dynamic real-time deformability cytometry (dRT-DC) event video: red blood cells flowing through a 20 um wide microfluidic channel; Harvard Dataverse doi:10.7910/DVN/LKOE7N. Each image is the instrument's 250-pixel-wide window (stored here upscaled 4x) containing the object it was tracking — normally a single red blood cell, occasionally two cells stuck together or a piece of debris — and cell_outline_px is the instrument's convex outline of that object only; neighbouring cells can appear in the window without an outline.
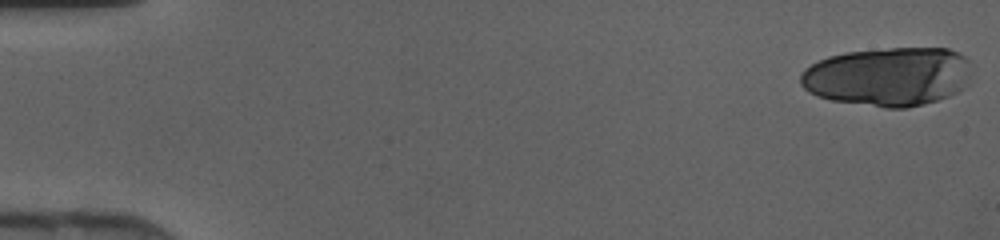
{"species": "human", "species_latin": "Homo sapiens", "temperature_condition": "cold", "stored_images_in_passage": 16, "camera_frame_rate_fps": 3000, "um_per_image_px": 0.085, "donor": {"sex": "female"}, "frame": {"image": 1, "passage_image": 1, "time_ms": 0.0, "image_size_px": [1000, 240], "cell_outline_px": [[972, 72], [968, 84], [964, 88], [948, 96], [924, 104], [908, 108], [884, 108], [832, 100], [816, 96], [808, 92], [800, 84], [800, 72], [804, 68], [828, 56], [844, 52], [892, 48], [948, 48], [964, 56], [968, 60]], "centroid_in_image_um": [75.49, 6.51], "position_along_channel_um": 9.5, "area_um2": 59.25}}
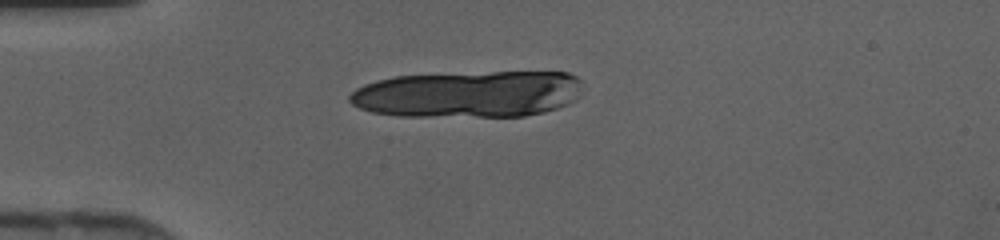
{"frame": {"image": 2, "passage_image": 12, "time_ms": 3.667, "image_size_px": [1000, 240], "cell_outline_px": [[584, 84], [576, 100], [568, 104], [544, 112], [524, 116], [400, 116], [372, 112], [360, 108], [352, 104], [348, 100], [348, 96], [356, 88], [364, 84], [376, 80], [396, 76], [492, 72], [568, 72], [576, 76]], "centroid_in_image_um": [39.83, 8.0], "position_along_channel_um": 45.2, "area_um2": 63.58}}